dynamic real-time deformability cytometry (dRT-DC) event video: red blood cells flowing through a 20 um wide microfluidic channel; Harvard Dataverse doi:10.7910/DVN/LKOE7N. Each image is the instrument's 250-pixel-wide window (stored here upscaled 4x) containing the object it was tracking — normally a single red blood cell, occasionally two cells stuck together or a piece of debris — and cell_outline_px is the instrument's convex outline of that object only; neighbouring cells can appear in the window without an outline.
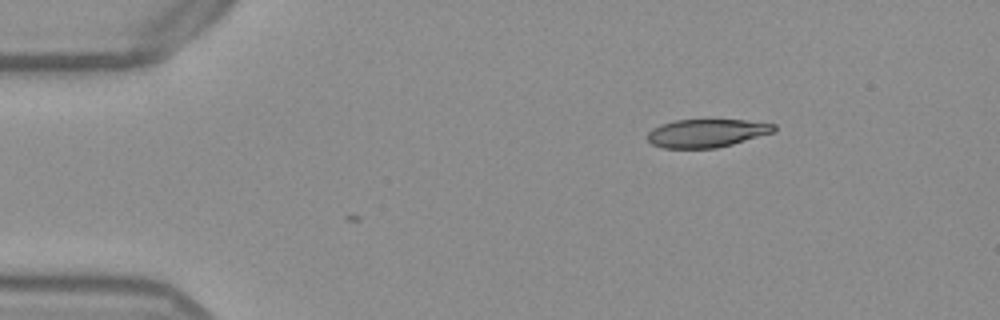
{"species": "Egyptian fruit bat (a non-hibernating species)", "species_latin": "Rousettus aegyptiacus", "temperature_condition": "warm", "stored_images_in_passage": 2, "camera_frame_rate_fps": 3000, "um_per_image_px": 0.085, "frame": {"image": 1, "passage_image": 2, "time_ms": 0.333, "image_size_px": [1000, 320], "cell_outline_px": [[776, 132], [732, 144], [716, 148], [664, 148], [652, 144], [648, 140], [648, 132], [652, 128], [660, 124], [676, 120], [744, 120], [776, 124]], "centroid_in_image_um": [60.08, 11.31], "position_along_channel_um": 24.9, "area_um2": 20.81}}